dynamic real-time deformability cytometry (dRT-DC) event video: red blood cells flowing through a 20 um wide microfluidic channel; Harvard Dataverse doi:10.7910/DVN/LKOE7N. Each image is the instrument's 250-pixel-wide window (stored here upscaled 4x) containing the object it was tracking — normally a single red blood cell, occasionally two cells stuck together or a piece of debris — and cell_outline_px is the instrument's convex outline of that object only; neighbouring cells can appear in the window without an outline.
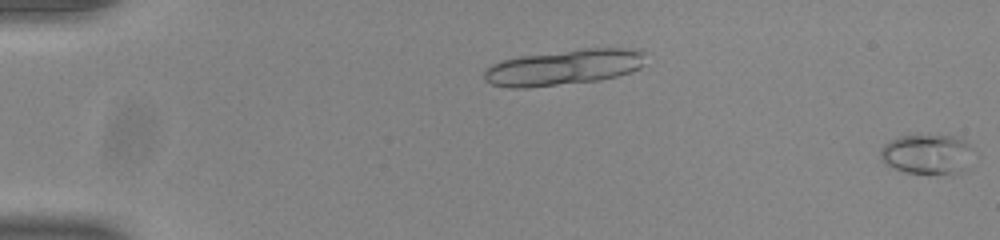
{"species": "common noctule bat (a hibernating species)", "species_latin": "Nyctalus noctula", "temperature_condition": "room temperature", "stored_images_in_passage": 13, "camera_frame_rate_fps": 3000, "um_per_image_px": 0.085, "animal": {"sex": "male", "body_mass_g": 20.0, "forearm_length_mm": 53.3}, "frame": {"image": 1, "passage_image": 13, "time_ms": 4.0, "image_size_px": [1000, 240], "cell_outline_px": [[972, 148], [968, 168], [960, 172], [904, 172], [884, 164], [880, 156], [880, 148], [888, 140], [908, 132], [952, 136], [964, 140], [972, 144]], "centroid_in_image_um": [78.76, 13.02], "position_along_channel_um": 6.2, "area_um2": 22.14}}